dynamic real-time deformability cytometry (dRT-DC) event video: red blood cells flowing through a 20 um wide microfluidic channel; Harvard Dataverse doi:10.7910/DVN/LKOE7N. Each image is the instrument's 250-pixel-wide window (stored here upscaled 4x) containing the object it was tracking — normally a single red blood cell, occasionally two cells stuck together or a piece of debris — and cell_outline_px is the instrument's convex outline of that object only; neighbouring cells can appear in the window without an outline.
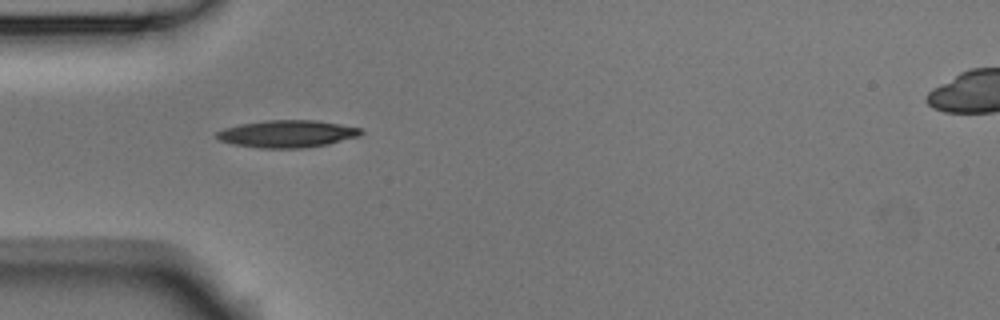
{"species": "Egyptian fruit bat (a non-hibernating species)", "species_latin": "Rousettus aegyptiacus", "temperature_condition": "room temperature", "stored_images_in_passage": 2, "camera_frame_rate_fps": 3000, "um_per_image_px": 0.085, "animal": {"sex": "male"}, "frame": {"image": 1, "passage_image": 2, "time_ms": 0.333, "image_size_px": [1000, 320], "cell_outline_px": [[364, 132], [360, 136], [328, 144], [304, 148], [260, 148], [232, 144], [220, 140], [216, 136], [216, 132], [224, 128], [240, 124], [264, 120], [316, 120], [340, 124], [360, 128]], "centroid_in_image_um": [24.42, 11.37], "position_along_channel_um": 60.6, "area_um2": 23.0}}